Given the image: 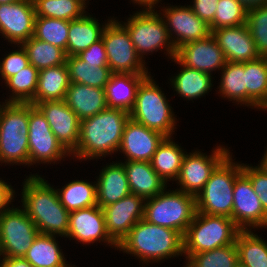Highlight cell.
Listing matches in <instances>:
<instances>
[{
	"instance_id": "7bdbcfd3",
	"label": "cell",
	"mask_w": 267,
	"mask_h": 267,
	"mask_svg": "<svg viewBox=\"0 0 267 267\" xmlns=\"http://www.w3.org/2000/svg\"><path fill=\"white\" fill-rule=\"evenodd\" d=\"M246 25L260 56H267V5L248 10Z\"/></svg>"
},
{
	"instance_id": "ee69618b",
	"label": "cell",
	"mask_w": 267,
	"mask_h": 267,
	"mask_svg": "<svg viewBox=\"0 0 267 267\" xmlns=\"http://www.w3.org/2000/svg\"><path fill=\"white\" fill-rule=\"evenodd\" d=\"M242 172L250 179L254 192L267 213V171L259 165L252 167L242 164Z\"/></svg>"
},
{
	"instance_id": "836d02e7",
	"label": "cell",
	"mask_w": 267,
	"mask_h": 267,
	"mask_svg": "<svg viewBox=\"0 0 267 267\" xmlns=\"http://www.w3.org/2000/svg\"><path fill=\"white\" fill-rule=\"evenodd\" d=\"M250 230L237 235L238 262L246 267H267V243Z\"/></svg>"
},
{
	"instance_id": "8fae6325",
	"label": "cell",
	"mask_w": 267,
	"mask_h": 267,
	"mask_svg": "<svg viewBox=\"0 0 267 267\" xmlns=\"http://www.w3.org/2000/svg\"><path fill=\"white\" fill-rule=\"evenodd\" d=\"M39 230L24 209L10 208L0 215V256L24 257Z\"/></svg>"
},
{
	"instance_id": "d6a6232c",
	"label": "cell",
	"mask_w": 267,
	"mask_h": 267,
	"mask_svg": "<svg viewBox=\"0 0 267 267\" xmlns=\"http://www.w3.org/2000/svg\"><path fill=\"white\" fill-rule=\"evenodd\" d=\"M66 65L70 83L105 89L112 75L109 67H97L96 64L85 63L77 55L66 56Z\"/></svg>"
},
{
	"instance_id": "4fadbf2b",
	"label": "cell",
	"mask_w": 267,
	"mask_h": 267,
	"mask_svg": "<svg viewBox=\"0 0 267 267\" xmlns=\"http://www.w3.org/2000/svg\"><path fill=\"white\" fill-rule=\"evenodd\" d=\"M210 156L194 152L184 156L178 183L182 192L196 195L203 189L215 168L230 154L229 150L218 146Z\"/></svg>"
},
{
	"instance_id": "e575fe53",
	"label": "cell",
	"mask_w": 267,
	"mask_h": 267,
	"mask_svg": "<svg viewBox=\"0 0 267 267\" xmlns=\"http://www.w3.org/2000/svg\"><path fill=\"white\" fill-rule=\"evenodd\" d=\"M21 46L26 51L29 64L38 70L66 63V54L63 49L33 36L23 42Z\"/></svg>"
},
{
	"instance_id": "52a82bcc",
	"label": "cell",
	"mask_w": 267,
	"mask_h": 267,
	"mask_svg": "<svg viewBox=\"0 0 267 267\" xmlns=\"http://www.w3.org/2000/svg\"><path fill=\"white\" fill-rule=\"evenodd\" d=\"M230 154L215 168L203 189L196 195L197 212L231 218L233 190L242 164H235Z\"/></svg>"
},
{
	"instance_id": "9c48e42d",
	"label": "cell",
	"mask_w": 267,
	"mask_h": 267,
	"mask_svg": "<svg viewBox=\"0 0 267 267\" xmlns=\"http://www.w3.org/2000/svg\"><path fill=\"white\" fill-rule=\"evenodd\" d=\"M158 14L154 10H143L132 15L124 24L141 59L147 52L157 51L165 45L171 59L176 55L164 19Z\"/></svg>"
},
{
	"instance_id": "f546056e",
	"label": "cell",
	"mask_w": 267,
	"mask_h": 267,
	"mask_svg": "<svg viewBox=\"0 0 267 267\" xmlns=\"http://www.w3.org/2000/svg\"><path fill=\"white\" fill-rule=\"evenodd\" d=\"M185 152L171 137H165L158 145L150 163L155 172L165 181L177 179L180 173Z\"/></svg>"
},
{
	"instance_id": "30bf717a",
	"label": "cell",
	"mask_w": 267,
	"mask_h": 267,
	"mask_svg": "<svg viewBox=\"0 0 267 267\" xmlns=\"http://www.w3.org/2000/svg\"><path fill=\"white\" fill-rule=\"evenodd\" d=\"M108 67L112 73L149 74L145 61L137 54L129 32L117 20H108L102 34Z\"/></svg>"
},
{
	"instance_id": "f35d334b",
	"label": "cell",
	"mask_w": 267,
	"mask_h": 267,
	"mask_svg": "<svg viewBox=\"0 0 267 267\" xmlns=\"http://www.w3.org/2000/svg\"><path fill=\"white\" fill-rule=\"evenodd\" d=\"M39 70L32 64L11 76L5 81L6 86L11 88L12 96L7 103H30L37 90Z\"/></svg>"
},
{
	"instance_id": "8d00e7d4",
	"label": "cell",
	"mask_w": 267,
	"mask_h": 267,
	"mask_svg": "<svg viewBox=\"0 0 267 267\" xmlns=\"http://www.w3.org/2000/svg\"><path fill=\"white\" fill-rule=\"evenodd\" d=\"M36 16L71 21L85 14L84 0H33Z\"/></svg>"
},
{
	"instance_id": "d6986e66",
	"label": "cell",
	"mask_w": 267,
	"mask_h": 267,
	"mask_svg": "<svg viewBox=\"0 0 267 267\" xmlns=\"http://www.w3.org/2000/svg\"><path fill=\"white\" fill-rule=\"evenodd\" d=\"M164 10L163 18H166L164 22L175 49L185 43L203 39L211 34L209 26L193 12L190 6H170V8ZM172 31L177 38L176 36L175 39L172 38Z\"/></svg>"
},
{
	"instance_id": "7dc6e473",
	"label": "cell",
	"mask_w": 267,
	"mask_h": 267,
	"mask_svg": "<svg viewBox=\"0 0 267 267\" xmlns=\"http://www.w3.org/2000/svg\"><path fill=\"white\" fill-rule=\"evenodd\" d=\"M218 2L219 0H194V4L190 7L209 26L214 20Z\"/></svg>"
},
{
	"instance_id": "b9f144b4",
	"label": "cell",
	"mask_w": 267,
	"mask_h": 267,
	"mask_svg": "<svg viewBox=\"0 0 267 267\" xmlns=\"http://www.w3.org/2000/svg\"><path fill=\"white\" fill-rule=\"evenodd\" d=\"M247 11L238 0H219L210 31L246 24Z\"/></svg>"
},
{
	"instance_id": "f5cc1de1",
	"label": "cell",
	"mask_w": 267,
	"mask_h": 267,
	"mask_svg": "<svg viewBox=\"0 0 267 267\" xmlns=\"http://www.w3.org/2000/svg\"><path fill=\"white\" fill-rule=\"evenodd\" d=\"M260 163V166H262L267 171V150Z\"/></svg>"
},
{
	"instance_id": "9a60e30c",
	"label": "cell",
	"mask_w": 267,
	"mask_h": 267,
	"mask_svg": "<svg viewBox=\"0 0 267 267\" xmlns=\"http://www.w3.org/2000/svg\"><path fill=\"white\" fill-rule=\"evenodd\" d=\"M145 199L130 193L116 203L102 208L105 227L110 238L119 245L130 229L143 219Z\"/></svg>"
},
{
	"instance_id": "ffe728a7",
	"label": "cell",
	"mask_w": 267,
	"mask_h": 267,
	"mask_svg": "<svg viewBox=\"0 0 267 267\" xmlns=\"http://www.w3.org/2000/svg\"><path fill=\"white\" fill-rule=\"evenodd\" d=\"M66 237L83 242L82 244L98 240L118 247L106 231L104 213L98 205L70 212Z\"/></svg>"
},
{
	"instance_id": "ba28073f",
	"label": "cell",
	"mask_w": 267,
	"mask_h": 267,
	"mask_svg": "<svg viewBox=\"0 0 267 267\" xmlns=\"http://www.w3.org/2000/svg\"><path fill=\"white\" fill-rule=\"evenodd\" d=\"M165 97L149 74L138 86L130 118L165 137H171L175 132L176 118Z\"/></svg>"
},
{
	"instance_id": "44dd1931",
	"label": "cell",
	"mask_w": 267,
	"mask_h": 267,
	"mask_svg": "<svg viewBox=\"0 0 267 267\" xmlns=\"http://www.w3.org/2000/svg\"><path fill=\"white\" fill-rule=\"evenodd\" d=\"M164 138L163 134L129 118L125 124L118 150H122L120 152L126 155V161L150 162Z\"/></svg>"
},
{
	"instance_id": "f907efd6",
	"label": "cell",
	"mask_w": 267,
	"mask_h": 267,
	"mask_svg": "<svg viewBox=\"0 0 267 267\" xmlns=\"http://www.w3.org/2000/svg\"><path fill=\"white\" fill-rule=\"evenodd\" d=\"M247 10L267 5V0H238Z\"/></svg>"
},
{
	"instance_id": "cb8c5ba5",
	"label": "cell",
	"mask_w": 267,
	"mask_h": 267,
	"mask_svg": "<svg viewBox=\"0 0 267 267\" xmlns=\"http://www.w3.org/2000/svg\"><path fill=\"white\" fill-rule=\"evenodd\" d=\"M128 179L130 192L145 200L153 198L166 189V183L148 161H125L122 163Z\"/></svg>"
},
{
	"instance_id": "e0dca14e",
	"label": "cell",
	"mask_w": 267,
	"mask_h": 267,
	"mask_svg": "<svg viewBox=\"0 0 267 267\" xmlns=\"http://www.w3.org/2000/svg\"><path fill=\"white\" fill-rule=\"evenodd\" d=\"M35 18L33 0L0 4V33L9 42L21 45L34 35Z\"/></svg>"
},
{
	"instance_id": "7a4b0ae2",
	"label": "cell",
	"mask_w": 267,
	"mask_h": 267,
	"mask_svg": "<svg viewBox=\"0 0 267 267\" xmlns=\"http://www.w3.org/2000/svg\"><path fill=\"white\" fill-rule=\"evenodd\" d=\"M44 180L39 175H31L24 181L22 207L39 233L66 237L70 212L60 203L57 189Z\"/></svg>"
},
{
	"instance_id": "c3c4849f",
	"label": "cell",
	"mask_w": 267,
	"mask_h": 267,
	"mask_svg": "<svg viewBox=\"0 0 267 267\" xmlns=\"http://www.w3.org/2000/svg\"><path fill=\"white\" fill-rule=\"evenodd\" d=\"M14 190L11 185H8L4 180H0V215L8 210L9 203L14 198ZM7 208V209H6Z\"/></svg>"
},
{
	"instance_id": "11a10c76",
	"label": "cell",
	"mask_w": 267,
	"mask_h": 267,
	"mask_svg": "<svg viewBox=\"0 0 267 267\" xmlns=\"http://www.w3.org/2000/svg\"><path fill=\"white\" fill-rule=\"evenodd\" d=\"M235 267H246V266H244V265H242L241 263H237L236 265H235Z\"/></svg>"
},
{
	"instance_id": "8992f818",
	"label": "cell",
	"mask_w": 267,
	"mask_h": 267,
	"mask_svg": "<svg viewBox=\"0 0 267 267\" xmlns=\"http://www.w3.org/2000/svg\"><path fill=\"white\" fill-rule=\"evenodd\" d=\"M145 201V221L176 230L183 236L197 212L195 196L179 189L172 192L164 189Z\"/></svg>"
},
{
	"instance_id": "83f0119b",
	"label": "cell",
	"mask_w": 267,
	"mask_h": 267,
	"mask_svg": "<svg viewBox=\"0 0 267 267\" xmlns=\"http://www.w3.org/2000/svg\"><path fill=\"white\" fill-rule=\"evenodd\" d=\"M90 16L85 14L80 18L69 21L66 56L78 55L93 43L102 39L106 24L102 25L101 28L96 19Z\"/></svg>"
},
{
	"instance_id": "4316f807",
	"label": "cell",
	"mask_w": 267,
	"mask_h": 267,
	"mask_svg": "<svg viewBox=\"0 0 267 267\" xmlns=\"http://www.w3.org/2000/svg\"><path fill=\"white\" fill-rule=\"evenodd\" d=\"M70 85L66 63L39 70L37 90L30 102L34 106L44 101L64 100Z\"/></svg>"
},
{
	"instance_id": "74e56055",
	"label": "cell",
	"mask_w": 267,
	"mask_h": 267,
	"mask_svg": "<svg viewBox=\"0 0 267 267\" xmlns=\"http://www.w3.org/2000/svg\"><path fill=\"white\" fill-rule=\"evenodd\" d=\"M221 71L220 94L246 105L245 62H226Z\"/></svg>"
},
{
	"instance_id": "2e32d148",
	"label": "cell",
	"mask_w": 267,
	"mask_h": 267,
	"mask_svg": "<svg viewBox=\"0 0 267 267\" xmlns=\"http://www.w3.org/2000/svg\"><path fill=\"white\" fill-rule=\"evenodd\" d=\"M35 106L45 116L57 140L71 154L79 141L81 120L67 106L65 100L44 101Z\"/></svg>"
},
{
	"instance_id": "1f68e13d",
	"label": "cell",
	"mask_w": 267,
	"mask_h": 267,
	"mask_svg": "<svg viewBox=\"0 0 267 267\" xmlns=\"http://www.w3.org/2000/svg\"><path fill=\"white\" fill-rule=\"evenodd\" d=\"M173 59L174 62L182 66L180 73L171 79L172 86L177 94L192 100L205 95L211 89V74L188 68L175 57Z\"/></svg>"
},
{
	"instance_id": "277c9868",
	"label": "cell",
	"mask_w": 267,
	"mask_h": 267,
	"mask_svg": "<svg viewBox=\"0 0 267 267\" xmlns=\"http://www.w3.org/2000/svg\"><path fill=\"white\" fill-rule=\"evenodd\" d=\"M29 103L0 105V162L29 165Z\"/></svg>"
},
{
	"instance_id": "3957f363",
	"label": "cell",
	"mask_w": 267,
	"mask_h": 267,
	"mask_svg": "<svg viewBox=\"0 0 267 267\" xmlns=\"http://www.w3.org/2000/svg\"><path fill=\"white\" fill-rule=\"evenodd\" d=\"M145 263L184 253L183 235L173 229L139 220L117 247Z\"/></svg>"
},
{
	"instance_id": "603a6c76",
	"label": "cell",
	"mask_w": 267,
	"mask_h": 267,
	"mask_svg": "<svg viewBox=\"0 0 267 267\" xmlns=\"http://www.w3.org/2000/svg\"><path fill=\"white\" fill-rule=\"evenodd\" d=\"M64 100L80 120L108 108L105 89L79 83H70Z\"/></svg>"
},
{
	"instance_id": "816d5d0a",
	"label": "cell",
	"mask_w": 267,
	"mask_h": 267,
	"mask_svg": "<svg viewBox=\"0 0 267 267\" xmlns=\"http://www.w3.org/2000/svg\"><path fill=\"white\" fill-rule=\"evenodd\" d=\"M134 4L138 3V5H142L144 7L145 10H152L153 7L155 6L154 4H157V2H159V0H133Z\"/></svg>"
},
{
	"instance_id": "5bb4252c",
	"label": "cell",
	"mask_w": 267,
	"mask_h": 267,
	"mask_svg": "<svg viewBox=\"0 0 267 267\" xmlns=\"http://www.w3.org/2000/svg\"><path fill=\"white\" fill-rule=\"evenodd\" d=\"M231 219L241 230H248L250 226L267 227V213L250 179L243 172L235 180Z\"/></svg>"
},
{
	"instance_id": "d4e9b609",
	"label": "cell",
	"mask_w": 267,
	"mask_h": 267,
	"mask_svg": "<svg viewBox=\"0 0 267 267\" xmlns=\"http://www.w3.org/2000/svg\"><path fill=\"white\" fill-rule=\"evenodd\" d=\"M97 180V205L101 208L116 203L131 193L122 162L103 168Z\"/></svg>"
},
{
	"instance_id": "681fc988",
	"label": "cell",
	"mask_w": 267,
	"mask_h": 267,
	"mask_svg": "<svg viewBox=\"0 0 267 267\" xmlns=\"http://www.w3.org/2000/svg\"><path fill=\"white\" fill-rule=\"evenodd\" d=\"M0 267H33L24 257L2 258Z\"/></svg>"
},
{
	"instance_id": "d590c367",
	"label": "cell",
	"mask_w": 267,
	"mask_h": 267,
	"mask_svg": "<svg viewBox=\"0 0 267 267\" xmlns=\"http://www.w3.org/2000/svg\"><path fill=\"white\" fill-rule=\"evenodd\" d=\"M59 190V191H58ZM57 190L60 203L69 211L97 205V185L76 180Z\"/></svg>"
},
{
	"instance_id": "bcb514c9",
	"label": "cell",
	"mask_w": 267,
	"mask_h": 267,
	"mask_svg": "<svg viewBox=\"0 0 267 267\" xmlns=\"http://www.w3.org/2000/svg\"><path fill=\"white\" fill-rule=\"evenodd\" d=\"M85 63L96 64L97 67H108V60L103 40L93 43L88 49L77 55Z\"/></svg>"
},
{
	"instance_id": "60d3db41",
	"label": "cell",
	"mask_w": 267,
	"mask_h": 267,
	"mask_svg": "<svg viewBox=\"0 0 267 267\" xmlns=\"http://www.w3.org/2000/svg\"><path fill=\"white\" fill-rule=\"evenodd\" d=\"M184 267H235L238 263L236 244L192 254Z\"/></svg>"
},
{
	"instance_id": "4dcf8cb0",
	"label": "cell",
	"mask_w": 267,
	"mask_h": 267,
	"mask_svg": "<svg viewBox=\"0 0 267 267\" xmlns=\"http://www.w3.org/2000/svg\"><path fill=\"white\" fill-rule=\"evenodd\" d=\"M55 238L54 235L39 233L24 258L33 267H67L69 264H66Z\"/></svg>"
},
{
	"instance_id": "484cf974",
	"label": "cell",
	"mask_w": 267,
	"mask_h": 267,
	"mask_svg": "<svg viewBox=\"0 0 267 267\" xmlns=\"http://www.w3.org/2000/svg\"><path fill=\"white\" fill-rule=\"evenodd\" d=\"M148 74H119L112 73L105 86L108 108L122 109L128 113L135 103L138 86Z\"/></svg>"
},
{
	"instance_id": "f6af8a7d",
	"label": "cell",
	"mask_w": 267,
	"mask_h": 267,
	"mask_svg": "<svg viewBox=\"0 0 267 267\" xmlns=\"http://www.w3.org/2000/svg\"><path fill=\"white\" fill-rule=\"evenodd\" d=\"M29 65V59L26 51L21 46L18 51L9 53L0 62V74L5 81L11 76L19 73L20 70L26 68Z\"/></svg>"
},
{
	"instance_id": "6da1fadb",
	"label": "cell",
	"mask_w": 267,
	"mask_h": 267,
	"mask_svg": "<svg viewBox=\"0 0 267 267\" xmlns=\"http://www.w3.org/2000/svg\"><path fill=\"white\" fill-rule=\"evenodd\" d=\"M129 118V113L125 110L107 108L94 116L82 119L79 141L71 155L86 160L101 158L118 151Z\"/></svg>"
},
{
	"instance_id": "ab89813d",
	"label": "cell",
	"mask_w": 267,
	"mask_h": 267,
	"mask_svg": "<svg viewBox=\"0 0 267 267\" xmlns=\"http://www.w3.org/2000/svg\"><path fill=\"white\" fill-rule=\"evenodd\" d=\"M69 21L36 16L33 37L67 50Z\"/></svg>"
},
{
	"instance_id": "db71d44e",
	"label": "cell",
	"mask_w": 267,
	"mask_h": 267,
	"mask_svg": "<svg viewBox=\"0 0 267 267\" xmlns=\"http://www.w3.org/2000/svg\"><path fill=\"white\" fill-rule=\"evenodd\" d=\"M20 0H0V4H10V3H16L19 2Z\"/></svg>"
},
{
	"instance_id": "5b68a950",
	"label": "cell",
	"mask_w": 267,
	"mask_h": 267,
	"mask_svg": "<svg viewBox=\"0 0 267 267\" xmlns=\"http://www.w3.org/2000/svg\"><path fill=\"white\" fill-rule=\"evenodd\" d=\"M241 229L226 216L209 215L196 212L184 236V255L211 251L236 242Z\"/></svg>"
},
{
	"instance_id": "f1b7e54d",
	"label": "cell",
	"mask_w": 267,
	"mask_h": 267,
	"mask_svg": "<svg viewBox=\"0 0 267 267\" xmlns=\"http://www.w3.org/2000/svg\"><path fill=\"white\" fill-rule=\"evenodd\" d=\"M246 104L267 109V56L245 62Z\"/></svg>"
},
{
	"instance_id": "ac0fdd59",
	"label": "cell",
	"mask_w": 267,
	"mask_h": 267,
	"mask_svg": "<svg viewBox=\"0 0 267 267\" xmlns=\"http://www.w3.org/2000/svg\"><path fill=\"white\" fill-rule=\"evenodd\" d=\"M175 58L188 68L209 74L214 69H222L227 62L212 34L180 46L176 49Z\"/></svg>"
},
{
	"instance_id": "7c38bea8",
	"label": "cell",
	"mask_w": 267,
	"mask_h": 267,
	"mask_svg": "<svg viewBox=\"0 0 267 267\" xmlns=\"http://www.w3.org/2000/svg\"><path fill=\"white\" fill-rule=\"evenodd\" d=\"M29 165L34 163L55 162L70 153L57 140L45 116L41 111L29 103Z\"/></svg>"
},
{
	"instance_id": "7402d4cb",
	"label": "cell",
	"mask_w": 267,
	"mask_h": 267,
	"mask_svg": "<svg viewBox=\"0 0 267 267\" xmlns=\"http://www.w3.org/2000/svg\"><path fill=\"white\" fill-rule=\"evenodd\" d=\"M227 62L244 63L260 57L246 24L212 30Z\"/></svg>"
}]
</instances>
